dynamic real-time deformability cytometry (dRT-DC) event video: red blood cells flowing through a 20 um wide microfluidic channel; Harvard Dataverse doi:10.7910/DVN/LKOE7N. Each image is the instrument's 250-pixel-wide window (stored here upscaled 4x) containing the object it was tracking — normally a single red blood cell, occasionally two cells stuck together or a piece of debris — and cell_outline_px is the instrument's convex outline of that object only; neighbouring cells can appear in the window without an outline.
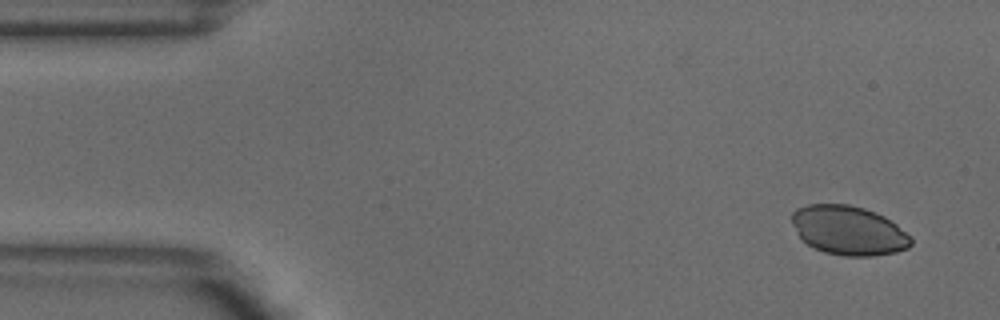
{"species": "common noctule bat (a hibernating species)", "species_latin": "Nyctalus noctula", "temperature_condition": "warm", "stored_images_in_passage": 4, "camera_frame_rate_fps": 3000, "um_per_image_px": 0.085, "animal": {"sex": "male", "body_mass_g": 18.8}, "frame": {"image": 1, "passage_image": 1, "time_ms": 0.0, "image_size_px": [1000, 320], "cell_outline_px": [[912, 244], [908, 248], [896, 252], [872, 256], [844, 256], [824, 252], [808, 244], [796, 232], [792, 224], [792, 212], [796, 208], [808, 204], [848, 204], [864, 208], [876, 212], [884, 216], [896, 224], [912, 240]], "centroid_in_image_um": [72.12, 19.58], "position_along_channel_um": 12.9, "area_um2": 34.04}}